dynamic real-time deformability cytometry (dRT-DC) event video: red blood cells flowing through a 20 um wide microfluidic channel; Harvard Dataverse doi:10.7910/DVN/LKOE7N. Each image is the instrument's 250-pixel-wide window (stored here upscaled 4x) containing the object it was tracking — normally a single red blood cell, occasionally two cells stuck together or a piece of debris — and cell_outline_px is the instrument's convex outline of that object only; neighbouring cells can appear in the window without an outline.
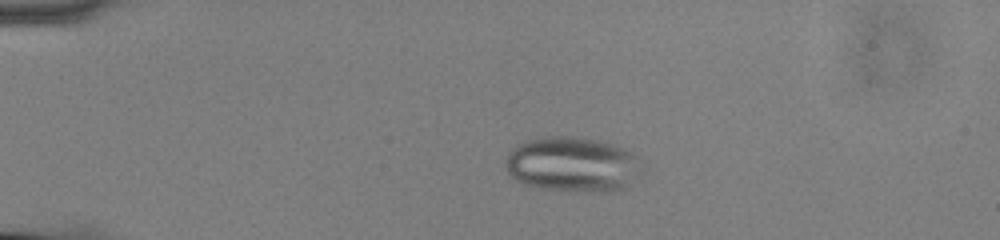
{"species": "common noctule bat (a hibernating species)", "species_latin": "Nyctalus noctula", "temperature_condition": "cold", "stored_images_in_passage": 57, "camera_frame_rate_fps": 3000, "um_per_image_px": 0.085, "animal": {"sex": "male", "body_mass_g": 13.0, "forearm_length_mm": 53.1}, "frame": {"image": 1, "passage_image": 13, "time_ms": 4.0, "image_size_px": [1000, 240], "cell_outline_px": [[644, 172], [624, 188], [612, 192], [580, 192], [540, 188], [524, 184], [508, 176], [504, 168], [504, 160], [508, 152], [516, 144], [528, 140], [544, 136], [576, 136], [616, 144], [632, 152], [636, 156], [644, 168]], "centroid_in_image_um": [48.66, 13.98], "position_along_channel_um": 36.3, "area_um2": 44.91}}
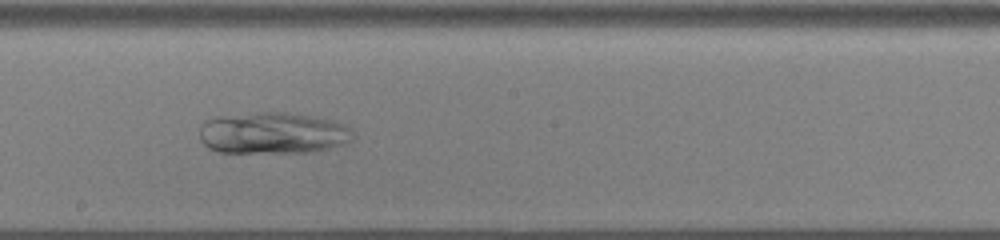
{"frame": {"image": 2, "passage_image": 33, "time_ms": 10.667, "image_size_px": [1000, 240], "cell_outline_px": [[352, 140], [344, 144], [328, 148], [308, 152], [220, 152], [208, 148], [200, 140], [200, 124], [204, 120], [216, 116], [256, 112], [288, 112], [328, 120], [340, 124], [348, 128], [352, 132]], "centroid_in_image_um": [23.1, 11.3], "position_along_channel_um": 225.1, "area_um2": 36.99}}
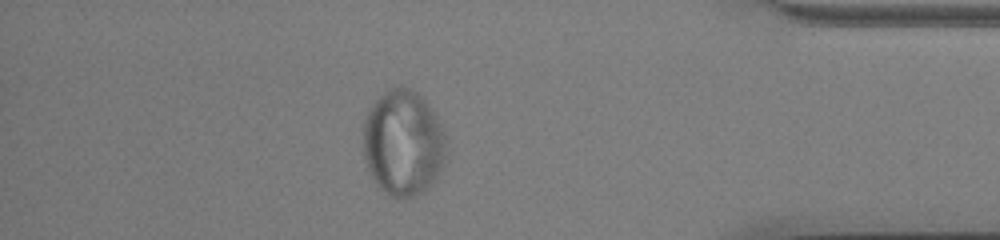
{"frame": {"image": 3, "passage_image": 50, "time_ms": 16.333, "image_size_px": [1000, 240], "cell_outline_px": [[448, 160], [444, 168], [432, 184], [424, 192], [416, 196], [400, 200], [384, 192], [372, 180], [364, 160], [364, 116], [368, 108], [392, 84], [404, 84], [416, 92], [428, 104], [448, 136]], "centroid_in_image_um": [34.31, 12.16], "position_along_channel_um": 400.9, "area_um2": 52.94}}